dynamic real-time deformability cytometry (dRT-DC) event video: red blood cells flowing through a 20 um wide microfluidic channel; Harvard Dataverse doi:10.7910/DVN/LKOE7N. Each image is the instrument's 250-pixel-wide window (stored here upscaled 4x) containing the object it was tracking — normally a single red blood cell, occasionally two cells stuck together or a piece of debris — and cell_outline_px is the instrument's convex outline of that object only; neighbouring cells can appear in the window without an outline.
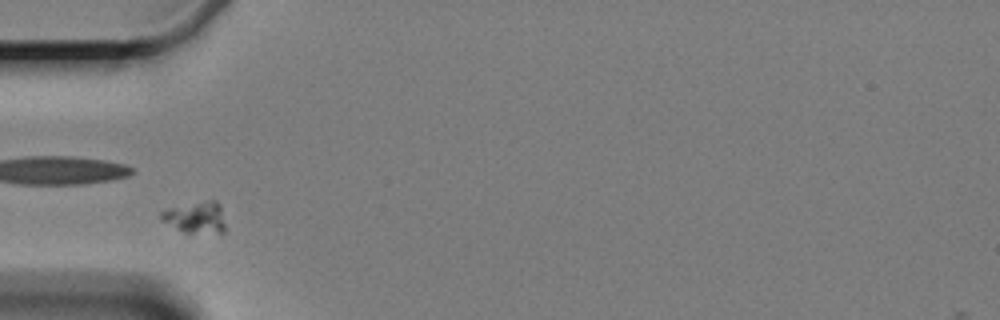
{"species": "Egyptian fruit bat (a non-hibernating species)", "species_latin": "Rousettus aegyptiacus", "temperature_condition": "cold", "stored_images_in_passage": 3, "camera_frame_rate_fps": 3000, "um_per_image_px": 0.085, "animal": {"sex": "female"}, "frame": {"image": 1, "passage_image": 1, "time_ms": 0.0, "image_size_px": [1000, 320], "cell_outline_px": [[224, 232], [188, 236], [160, 220], [160, 212], [168, 208], [208, 200], [216, 200], [220, 204], [224, 224]], "centroid_in_image_um": [16.6, 18.54], "position_along_channel_um": 68.4, "area_um2": 12.31}}
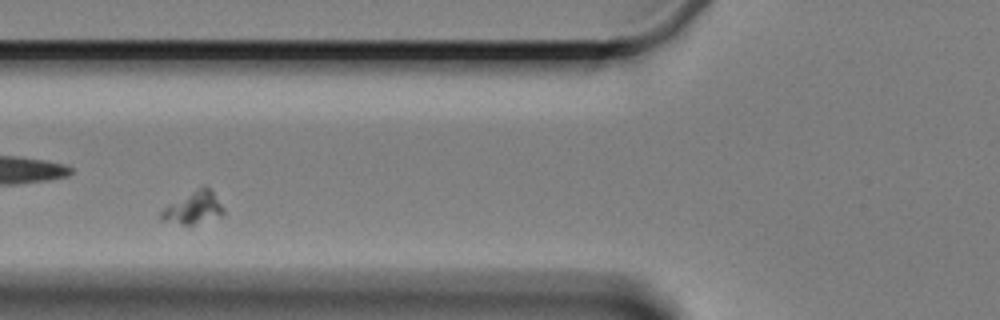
{"frame": {"image": 2, "passage_image": 2, "time_ms": 1.333, "image_size_px": [1000, 320], "cell_outline_px": [[224, 216], [192, 224], [180, 224], [160, 220], [160, 212], [168, 204], [200, 188], [212, 188], [224, 208]], "centroid_in_image_um": [16.47, 17.68], "position_along_channel_um": 109.3, "area_um2": 11.56}}